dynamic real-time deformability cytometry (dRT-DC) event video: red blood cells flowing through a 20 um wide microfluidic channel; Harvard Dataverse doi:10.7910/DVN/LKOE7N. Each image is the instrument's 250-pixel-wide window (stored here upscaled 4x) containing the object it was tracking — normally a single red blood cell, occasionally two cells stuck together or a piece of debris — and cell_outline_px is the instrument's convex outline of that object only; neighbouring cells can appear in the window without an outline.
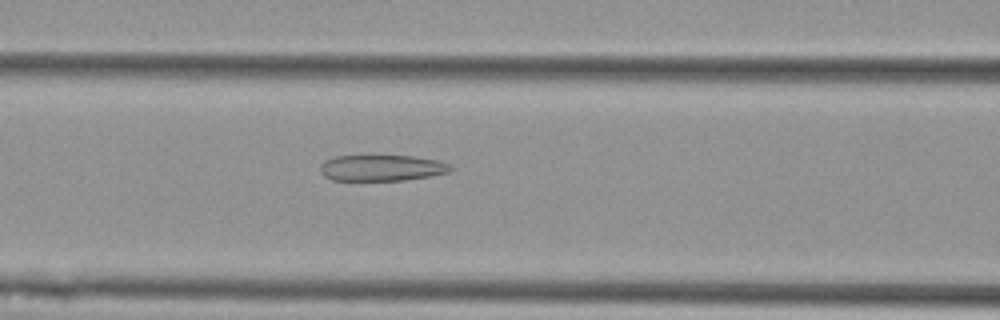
{"species": "Egyptian fruit bat (a non-hibernating species)", "species_latin": "Rousettus aegyptiacus", "temperature_condition": "cold", "stored_images_in_passage": 54, "camera_frame_rate_fps": 3000, "um_per_image_px": 0.085, "animal": {"sex": "female"}, "frame": {"image": 1, "passage_image": 22, "time_ms": 7.0, "image_size_px": [1000, 320], "cell_outline_px": [[456, 168], [448, 172], [432, 176], [404, 180], [332, 180], [324, 176], [320, 172], [320, 164], [324, 160], [336, 156], [412, 156], [440, 160]], "centroid_in_image_um": [32.46, 14.27], "position_along_channel_um": 134.1, "area_um2": 19.94}}
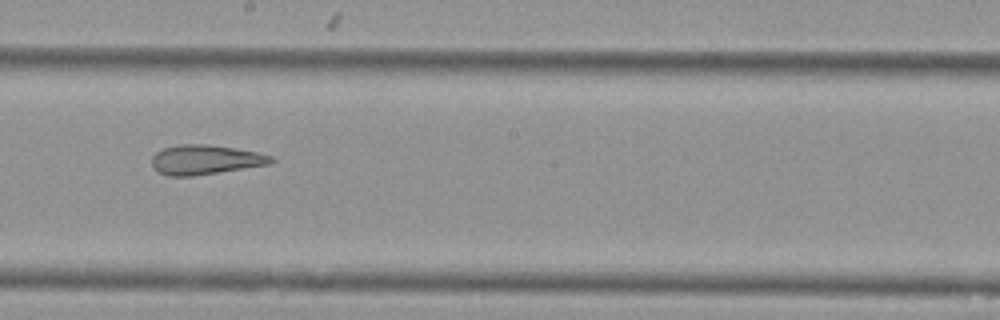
{"frame": {"image": 2, "passage_image": 30, "time_ms": 9.667, "image_size_px": [1000, 320], "cell_outline_px": [[276, 160], [268, 164], [192, 176], [168, 176], [160, 172], [152, 164], [152, 156], [156, 152], [164, 148], [180, 144], [208, 144], [256, 152], [272, 156]], "centroid_in_image_um": [17.43, 13.57], "position_along_channel_um": 230.8, "area_um2": 20.17}}
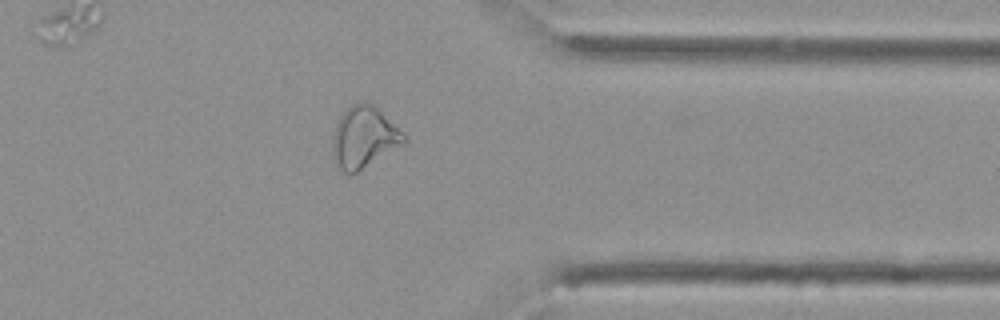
{"frame": {"image": 3, "passage_image": 43, "time_ms": 14.0, "image_size_px": [1000, 320], "cell_outline_px": [[408, 140], [404, 144], [356, 172], [344, 172], [340, 168], [332, 156], [332, 136], [336, 124], [340, 116], [352, 104], [364, 100], [372, 104]], "centroid_in_image_um": [30.89, 11.67], "position_along_channel_um": 380.5, "area_um2": 24.85}, "authors_computed_cell_mechanics": {"area_um2": 25.7788, "velocity_mm_per_s": 3.6353, "shape_relaxation_time_tau1_ms": null, "shape_relaxation_time_tau2_ms": 3.7603, "deformation_change_tau1": null, "deformation_change_tau2": 0.1337}}